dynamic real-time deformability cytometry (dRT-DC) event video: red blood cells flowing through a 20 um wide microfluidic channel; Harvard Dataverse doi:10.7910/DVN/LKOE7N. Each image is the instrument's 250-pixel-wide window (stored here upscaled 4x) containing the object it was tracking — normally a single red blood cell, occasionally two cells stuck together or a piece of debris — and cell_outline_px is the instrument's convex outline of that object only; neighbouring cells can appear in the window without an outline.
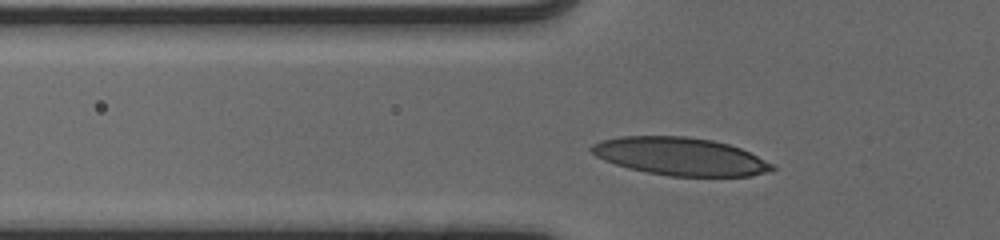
{"species": "human", "species_latin": "Homo sapiens", "temperature_condition": "cold", "stored_images_in_passage": 34, "camera_frame_rate_fps": 3000, "um_per_image_px": 0.085, "donor": {"sex": "male"}, "frame": {"image": 1, "passage_image": 7, "time_ms": 2.0, "image_size_px": [1000, 240], "cell_outline_px": [[776, 168], [768, 172], [752, 176], [668, 176], [628, 168], [604, 160], [596, 156], [588, 148], [592, 144], [600, 140], [620, 136], [684, 136], [712, 140], [728, 144], [740, 148], [772, 164]], "centroid_in_image_um": [57.78, 13.29], "position_along_channel_um": 68.0, "area_um2": 39.71}}
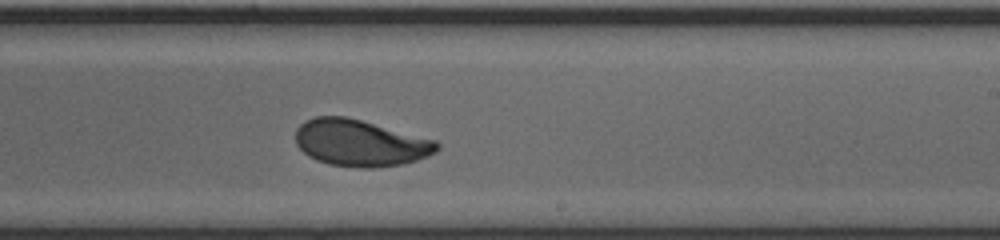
{"frame": {"image": 2, "passage_image": 22, "time_ms": 7.0, "image_size_px": [1000, 240], "cell_outline_px": [[440, 148], [436, 152], [428, 156], [404, 164], [376, 168], [356, 168], [328, 164], [316, 160], [308, 156], [296, 144], [296, 128], [304, 120], [316, 116], [344, 116], [360, 120], [436, 140], [440, 144]], "centroid_in_image_um": [30.61, 12.16], "position_along_channel_um": 258.4, "area_um2": 38.61}}
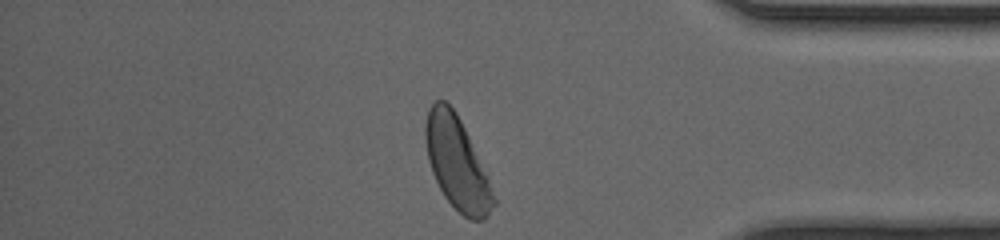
{"frame": {"image": 3, "passage_image": 34, "time_ms": 11.0, "image_size_px": [1000, 240], "cell_outline_px": [[496, 204], [484, 220], [472, 220], [464, 216], [444, 196], [432, 172], [428, 160], [424, 136], [424, 124], [428, 108], [436, 100], [444, 100], [456, 112], [488, 172], [496, 200]], "centroid_in_image_um": [38.86, 13.86], "position_along_channel_um": 396.3, "area_um2": 36.93}, "authors_computed_cell_mechanics": {"area_um2": 38.0902, "velocity_mm_per_s": 3.8994, "shape_relaxation_time_tau1_ms": 2.5023, "shape_relaxation_time_tau2_ms": 0.8202, "deformation_change_tau1": 0.144, "deformation_change_tau2": 0.0541}}